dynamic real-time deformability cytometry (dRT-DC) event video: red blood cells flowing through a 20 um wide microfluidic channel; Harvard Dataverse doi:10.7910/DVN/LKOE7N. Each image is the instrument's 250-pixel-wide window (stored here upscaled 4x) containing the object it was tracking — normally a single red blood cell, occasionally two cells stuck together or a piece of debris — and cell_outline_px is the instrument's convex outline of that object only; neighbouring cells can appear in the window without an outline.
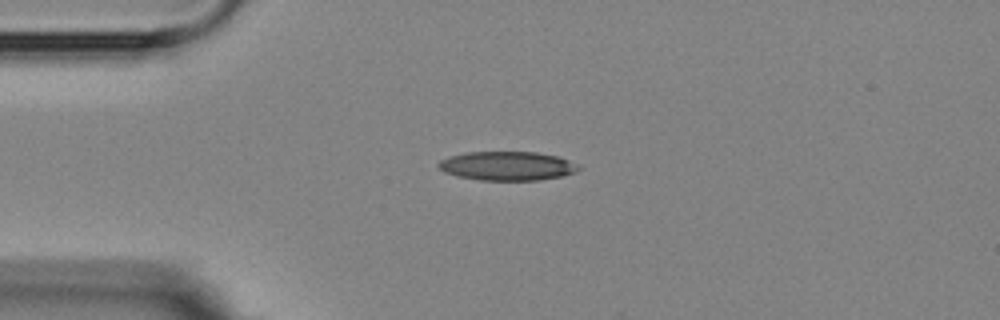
{"species": "Egyptian fruit bat (a non-hibernating species)", "species_latin": "Rousettus aegyptiacus", "temperature_condition": "room temperature", "stored_images_in_passage": 2, "camera_frame_rate_fps": 3000, "um_per_image_px": 0.085, "animal": {"sex": "female"}, "frame": {"image": 1, "passage_image": 1, "time_ms": 0.0, "image_size_px": [1000, 320], "cell_outline_px": [[580, 168], [576, 172], [560, 176], [540, 180], [480, 180], [456, 176], [444, 172], [436, 164], [440, 160], [448, 156], [468, 152], [536, 152], [556, 156], [568, 160], [576, 164]], "centroid_in_image_um": [43.07, 14.1], "position_along_channel_um": 41.9, "area_um2": 23.58}}